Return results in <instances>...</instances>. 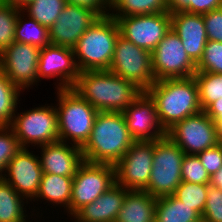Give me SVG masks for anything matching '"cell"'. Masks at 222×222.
<instances>
[{
    "label": "cell",
    "instance_id": "6da1fadb",
    "mask_svg": "<svg viewBox=\"0 0 222 222\" xmlns=\"http://www.w3.org/2000/svg\"><path fill=\"white\" fill-rule=\"evenodd\" d=\"M72 89L98 112H123L143 92L109 70L80 72Z\"/></svg>",
    "mask_w": 222,
    "mask_h": 222
},
{
    "label": "cell",
    "instance_id": "7a4b0ae2",
    "mask_svg": "<svg viewBox=\"0 0 222 222\" xmlns=\"http://www.w3.org/2000/svg\"><path fill=\"white\" fill-rule=\"evenodd\" d=\"M134 142L122 112H98L81 151L87 162L114 166Z\"/></svg>",
    "mask_w": 222,
    "mask_h": 222
},
{
    "label": "cell",
    "instance_id": "3957f363",
    "mask_svg": "<svg viewBox=\"0 0 222 222\" xmlns=\"http://www.w3.org/2000/svg\"><path fill=\"white\" fill-rule=\"evenodd\" d=\"M145 92L154 101L160 125L165 131L176 122L202 111L194 76L158 80Z\"/></svg>",
    "mask_w": 222,
    "mask_h": 222
},
{
    "label": "cell",
    "instance_id": "277c9868",
    "mask_svg": "<svg viewBox=\"0 0 222 222\" xmlns=\"http://www.w3.org/2000/svg\"><path fill=\"white\" fill-rule=\"evenodd\" d=\"M119 35L115 18L110 15L99 17L73 48L80 72L109 70Z\"/></svg>",
    "mask_w": 222,
    "mask_h": 222
},
{
    "label": "cell",
    "instance_id": "5b68a950",
    "mask_svg": "<svg viewBox=\"0 0 222 222\" xmlns=\"http://www.w3.org/2000/svg\"><path fill=\"white\" fill-rule=\"evenodd\" d=\"M55 93L59 141L82 148L90 137L98 111L72 88Z\"/></svg>",
    "mask_w": 222,
    "mask_h": 222
},
{
    "label": "cell",
    "instance_id": "8992f818",
    "mask_svg": "<svg viewBox=\"0 0 222 222\" xmlns=\"http://www.w3.org/2000/svg\"><path fill=\"white\" fill-rule=\"evenodd\" d=\"M45 105L24 112L23 109L22 112L16 111L9 127L22 148L33 147L35 150V147L59 141L55 105L48 103Z\"/></svg>",
    "mask_w": 222,
    "mask_h": 222
},
{
    "label": "cell",
    "instance_id": "52a82bcc",
    "mask_svg": "<svg viewBox=\"0 0 222 222\" xmlns=\"http://www.w3.org/2000/svg\"><path fill=\"white\" fill-rule=\"evenodd\" d=\"M184 156L185 153L168 136L155 140L150 180L144 191L156 198L172 195L182 182Z\"/></svg>",
    "mask_w": 222,
    "mask_h": 222
},
{
    "label": "cell",
    "instance_id": "ba28073f",
    "mask_svg": "<svg viewBox=\"0 0 222 222\" xmlns=\"http://www.w3.org/2000/svg\"><path fill=\"white\" fill-rule=\"evenodd\" d=\"M116 183L115 167L110 164L83 161L73 177L71 202L67 213L73 217Z\"/></svg>",
    "mask_w": 222,
    "mask_h": 222
},
{
    "label": "cell",
    "instance_id": "9c48e42d",
    "mask_svg": "<svg viewBox=\"0 0 222 222\" xmlns=\"http://www.w3.org/2000/svg\"><path fill=\"white\" fill-rule=\"evenodd\" d=\"M109 71L146 91L154 82L151 53L118 36Z\"/></svg>",
    "mask_w": 222,
    "mask_h": 222
},
{
    "label": "cell",
    "instance_id": "30bf717a",
    "mask_svg": "<svg viewBox=\"0 0 222 222\" xmlns=\"http://www.w3.org/2000/svg\"><path fill=\"white\" fill-rule=\"evenodd\" d=\"M155 81L194 76L196 64L190 59L180 37L170 29L151 52Z\"/></svg>",
    "mask_w": 222,
    "mask_h": 222
},
{
    "label": "cell",
    "instance_id": "8fae6325",
    "mask_svg": "<svg viewBox=\"0 0 222 222\" xmlns=\"http://www.w3.org/2000/svg\"><path fill=\"white\" fill-rule=\"evenodd\" d=\"M166 136L187 155H197L219 143L215 122L203 110L176 122Z\"/></svg>",
    "mask_w": 222,
    "mask_h": 222
},
{
    "label": "cell",
    "instance_id": "7c38bea8",
    "mask_svg": "<svg viewBox=\"0 0 222 222\" xmlns=\"http://www.w3.org/2000/svg\"><path fill=\"white\" fill-rule=\"evenodd\" d=\"M39 53V47L15 41L0 53V69L23 92L33 89L39 84Z\"/></svg>",
    "mask_w": 222,
    "mask_h": 222
},
{
    "label": "cell",
    "instance_id": "4fadbf2b",
    "mask_svg": "<svg viewBox=\"0 0 222 222\" xmlns=\"http://www.w3.org/2000/svg\"><path fill=\"white\" fill-rule=\"evenodd\" d=\"M154 141H135L114 165L116 183L127 190L144 191L150 180Z\"/></svg>",
    "mask_w": 222,
    "mask_h": 222
},
{
    "label": "cell",
    "instance_id": "5bb4252c",
    "mask_svg": "<svg viewBox=\"0 0 222 222\" xmlns=\"http://www.w3.org/2000/svg\"><path fill=\"white\" fill-rule=\"evenodd\" d=\"M113 18L117 20L122 37L150 53L171 29L168 12Z\"/></svg>",
    "mask_w": 222,
    "mask_h": 222
},
{
    "label": "cell",
    "instance_id": "9a60e30c",
    "mask_svg": "<svg viewBox=\"0 0 222 222\" xmlns=\"http://www.w3.org/2000/svg\"><path fill=\"white\" fill-rule=\"evenodd\" d=\"M37 70L39 82L50 78L57 80L55 90L73 88L80 75L74 50L52 44L40 49Z\"/></svg>",
    "mask_w": 222,
    "mask_h": 222
},
{
    "label": "cell",
    "instance_id": "2e32d148",
    "mask_svg": "<svg viewBox=\"0 0 222 222\" xmlns=\"http://www.w3.org/2000/svg\"><path fill=\"white\" fill-rule=\"evenodd\" d=\"M30 149L21 148L1 176L29 203L35 198L43 175L38 154Z\"/></svg>",
    "mask_w": 222,
    "mask_h": 222
},
{
    "label": "cell",
    "instance_id": "e0dca14e",
    "mask_svg": "<svg viewBox=\"0 0 222 222\" xmlns=\"http://www.w3.org/2000/svg\"><path fill=\"white\" fill-rule=\"evenodd\" d=\"M100 16L86 7L67 3L49 28L52 45L74 48L79 38Z\"/></svg>",
    "mask_w": 222,
    "mask_h": 222
},
{
    "label": "cell",
    "instance_id": "ac0fdd59",
    "mask_svg": "<svg viewBox=\"0 0 222 222\" xmlns=\"http://www.w3.org/2000/svg\"><path fill=\"white\" fill-rule=\"evenodd\" d=\"M122 113L135 141H155L166 136L157 116L156 105L145 91Z\"/></svg>",
    "mask_w": 222,
    "mask_h": 222
},
{
    "label": "cell",
    "instance_id": "d6986e66",
    "mask_svg": "<svg viewBox=\"0 0 222 222\" xmlns=\"http://www.w3.org/2000/svg\"><path fill=\"white\" fill-rule=\"evenodd\" d=\"M43 173L74 176L84 161L81 148L66 142L56 141L36 147Z\"/></svg>",
    "mask_w": 222,
    "mask_h": 222
},
{
    "label": "cell",
    "instance_id": "ffe728a7",
    "mask_svg": "<svg viewBox=\"0 0 222 222\" xmlns=\"http://www.w3.org/2000/svg\"><path fill=\"white\" fill-rule=\"evenodd\" d=\"M171 29L180 37L186 53L197 65L208 41L203 15L188 12L173 13Z\"/></svg>",
    "mask_w": 222,
    "mask_h": 222
},
{
    "label": "cell",
    "instance_id": "44dd1931",
    "mask_svg": "<svg viewBox=\"0 0 222 222\" xmlns=\"http://www.w3.org/2000/svg\"><path fill=\"white\" fill-rule=\"evenodd\" d=\"M128 191L115 183L92 203L82 207L70 220L73 222H115Z\"/></svg>",
    "mask_w": 222,
    "mask_h": 222
},
{
    "label": "cell",
    "instance_id": "7402d4cb",
    "mask_svg": "<svg viewBox=\"0 0 222 222\" xmlns=\"http://www.w3.org/2000/svg\"><path fill=\"white\" fill-rule=\"evenodd\" d=\"M73 177L43 173L38 192L31 201V204L36 201L41 203L42 201L45 203L48 202L54 208L59 207L60 209L64 207V212H66L71 202Z\"/></svg>",
    "mask_w": 222,
    "mask_h": 222
},
{
    "label": "cell",
    "instance_id": "603a6c76",
    "mask_svg": "<svg viewBox=\"0 0 222 222\" xmlns=\"http://www.w3.org/2000/svg\"><path fill=\"white\" fill-rule=\"evenodd\" d=\"M156 200L146 191L129 190L115 222H154Z\"/></svg>",
    "mask_w": 222,
    "mask_h": 222
},
{
    "label": "cell",
    "instance_id": "cb8c5ba5",
    "mask_svg": "<svg viewBox=\"0 0 222 222\" xmlns=\"http://www.w3.org/2000/svg\"><path fill=\"white\" fill-rule=\"evenodd\" d=\"M29 202L20 196L14 188L0 177V222H32L28 217L36 216L37 209L30 211L26 206ZM28 212V213H26ZM29 220V221H28Z\"/></svg>",
    "mask_w": 222,
    "mask_h": 222
},
{
    "label": "cell",
    "instance_id": "d4e9b609",
    "mask_svg": "<svg viewBox=\"0 0 222 222\" xmlns=\"http://www.w3.org/2000/svg\"><path fill=\"white\" fill-rule=\"evenodd\" d=\"M201 218L194 209L173 195L161 196L156 200L154 222H197Z\"/></svg>",
    "mask_w": 222,
    "mask_h": 222
},
{
    "label": "cell",
    "instance_id": "484cf974",
    "mask_svg": "<svg viewBox=\"0 0 222 222\" xmlns=\"http://www.w3.org/2000/svg\"><path fill=\"white\" fill-rule=\"evenodd\" d=\"M14 38L17 42L30 44L40 49L51 44L49 28L41 25L22 10L18 13Z\"/></svg>",
    "mask_w": 222,
    "mask_h": 222
},
{
    "label": "cell",
    "instance_id": "4316f807",
    "mask_svg": "<svg viewBox=\"0 0 222 222\" xmlns=\"http://www.w3.org/2000/svg\"><path fill=\"white\" fill-rule=\"evenodd\" d=\"M168 12L166 0H109L111 17H127Z\"/></svg>",
    "mask_w": 222,
    "mask_h": 222
},
{
    "label": "cell",
    "instance_id": "83f0119b",
    "mask_svg": "<svg viewBox=\"0 0 222 222\" xmlns=\"http://www.w3.org/2000/svg\"><path fill=\"white\" fill-rule=\"evenodd\" d=\"M23 91L15 86L0 69V126H10Z\"/></svg>",
    "mask_w": 222,
    "mask_h": 222
},
{
    "label": "cell",
    "instance_id": "f1b7e54d",
    "mask_svg": "<svg viewBox=\"0 0 222 222\" xmlns=\"http://www.w3.org/2000/svg\"><path fill=\"white\" fill-rule=\"evenodd\" d=\"M67 4L66 0H36L22 11L41 25L50 28Z\"/></svg>",
    "mask_w": 222,
    "mask_h": 222
},
{
    "label": "cell",
    "instance_id": "f546056e",
    "mask_svg": "<svg viewBox=\"0 0 222 222\" xmlns=\"http://www.w3.org/2000/svg\"><path fill=\"white\" fill-rule=\"evenodd\" d=\"M194 78L198 86L199 103L204 111L214 101L222 98V74L196 72Z\"/></svg>",
    "mask_w": 222,
    "mask_h": 222
},
{
    "label": "cell",
    "instance_id": "4dcf8cb0",
    "mask_svg": "<svg viewBox=\"0 0 222 222\" xmlns=\"http://www.w3.org/2000/svg\"><path fill=\"white\" fill-rule=\"evenodd\" d=\"M208 187L209 184L182 181L172 195L202 216L207 200Z\"/></svg>",
    "mask_w": 222,
    "mask_h": 222
},
{
    "label": "cell",
    "instance_id": "1f68e13d",
    "mask_svg": "<svg viewBox=\"0 0 222 222\" xmlns=\"http://www.w3.org/2000/svg\"><path fill=\"white\" fill-rule=\"evenodd\" d=\"M20 10L9 0H0V53L15 42V28Z\"/></svg>",
    "mask_w": 222,
    "mask_h": 222
},
{
    "label": "cell",
    "instance_id": "d6a6232c",
    "mask_svg": "<svg viewBox=\"0 0 222 222\" xmlns=\"http://www.w3.org/2000/svg\"><path fill=\"white\" fill-rule=\"evenodd\" d=\"M196 71L222 74V43L212 40L207 41L203 56L196 65Z\"/></svg>",
    "mask_w": 222,
    "mask_h": 222
},
{
    "label": "cell",
    "instance_id": "836d02e7",
    "mask_svg": "<svg viewBox=\"0 0 222 222\" xmlns=\"http://www.w3.org/2000/svg\"><path fill=\"white\" fill-rule=\"evenodd\" d=\"M182 181L197 184H209L210 175L197 155L185 154L181 167Z\"/></svg>",
    "mask_w": 222,
    "mask_h": 222
},
{
    "label": "cell",
    "instance_id": "e575fe53",
    "mask_svg": "<svg viewBox=\"0 0 222 222\" xmlns=\"http://www.w3.org/2000/svg\"><path fill=\"white\" fill-rule=\"evenodd\" d=\"M22 147L9 126H0V177Z\"/></svg>",
    "mask_w": 222,
    "mask_h": 222
},
{
    "label": "cell",
    "instance_id": "d590c367",
    "mask_svg": "<svg viewBox=\"0 0 222 222\" xmlns=\"http://www.w3.org/2000/svg\"><path fill=\"white\" fill-rule=\"evenodd\" d=\"M201 217L206 222H222V190L209 185L207 200Z\"/></svg>",
    "mask_w": 222,
    "mask_h": 222
},
{
    "label": "cell",
    "instance_id": "8d00e7d4",
    "mask_svg": "<svg viewBox=\"0 0 222 222\" xmlns=\"http://www.w3.org/2000/svg\"><path fill=\"white\" fill-rule=\"evenodd\" d=\"M202 15L208 40L222 43V7Z\"/></svg>",
    "mask_w": 222,
    "mask_h": 222
},
{
    "label": "cell",
    "instance_id": "74e56055",
    "mask_svg": "<svg viewBox=\"0 0 222 222\" xmlns=\"http://www.w3.org/2000/svg\"><path fill=\"white\" fill-rule=\"evenodd\" d=\"M197 156L209 175L212 176L222 166V143L198 153Z\"/></svg>",
    "mask_w": 222,
    "mask_h": 222
},
{
    "label": "cell",
    "instance_id": "f35d334b",
    "mask_svg": "<svg viewBox=\"0 0 222 222\" xmlns=\"http://www.w3.org/2000/svg\"><path fill=\"white\" fill-rule=\"evenodd\" d=\"M67 3L86 7L95 11L100 17L109 14V0H66Z\"/></svg>",
    "mask_w": 222,
    "mask_h": 222
},
{
    "label": "cell",
    "instance_id": "ab89813d",
    "mask_svg": "<svg viewBox=\"0 0 222 222\" xmlns=\"http://www.w3.org/2000/svg\"><path fill=\"white\" fill-rule=\"evenodd\" d=\"M222 7V0H189V13L204 14Z\"/></svg>",
    "mask_w": 222,
    "mask_h": 222
},
{
    "label": "cell",
    "instance_id": "60d3db41",
    "mask_svg": "<svg viewBox=\"0 0 222 222\" xmlns=\"http://www.w3.org/2000/svg\"><path fill=\"white\" fill-rule=\"evenodd\" d=\"M167 10L169 14L188 12L189 0H166Z\"/></svg>",
    "mask_w": 222,
    "mask_h": 222
},
{
    "label": "cell",
    "instance_id": "b9f144b4",
    "mask_svg": "<svg viewBox=\"0 0 222 222\" xmlns=\"http://www.w3.org/2000/svg\"><path fill=\"white\" fill-rule=\"evenodd\" d=\"M204 111L213 121L216 120L222 113V98L214 101Z\"/></svg>",
    "mask_w": 222,
    "mask_h": 222
},
{
    "label": "cell",
    "instance_id": "7bdbcfd3",
    "mask_svg": "<svg viewBox=\"0 0 222 222\" xmlns=\"http://www.w3.org/2000/svg\"><path fill=\"white\" fill-rule=\"evenodd\" d=\"M212 187L222 190V166L219 170L210 176V183Z\"/></svg>",
    "mask_w": 222,
    "mask_h": 222
},
{
    "label": "cell",
    "instance_id": "ee69618b",
    "mask_svg": "<svg viewBox=\"0 0 222 222\" xmlns=\"http://www.w3.org/2000/svg\"><path fill=\"white\" fill-rule=\"evenodd\" d=\"M216 126V137L219 143H222V113L214 120Z\"/></svg>",
    "mask_w": 222,
    "mask_h": 222
},
{
    "label": "cell",
    "instance_id": "f6af8a7d",
    "mask_svg": "<svg viewBox=\"0 0 222 222\" xmlns=\"http://www.w3.org/2000/svg\"><path fill=\"white\" fill-rule=\"evenodd\" d=\"M12 4H14L19 10H22L28 4L36 1V0H9Z\"/></svg>",
    "mask_w": 222,
    "mask_h": 222
},
{
    "label": "cell",
    "instance_id": "bcb514c9",
    "mask_svg": "<svg viewBox=\"0 0 222 222\" xmlns=\"http://www.w3.org/2000/svg\"><path fill=\"white\" fill-rule=\"evenodd\" d=\"M197 222H206L204 219H200L199 221H197Z\"/></svg>",
    "mask_w": 222,
    "mask_h": 222
}]
</instances>
